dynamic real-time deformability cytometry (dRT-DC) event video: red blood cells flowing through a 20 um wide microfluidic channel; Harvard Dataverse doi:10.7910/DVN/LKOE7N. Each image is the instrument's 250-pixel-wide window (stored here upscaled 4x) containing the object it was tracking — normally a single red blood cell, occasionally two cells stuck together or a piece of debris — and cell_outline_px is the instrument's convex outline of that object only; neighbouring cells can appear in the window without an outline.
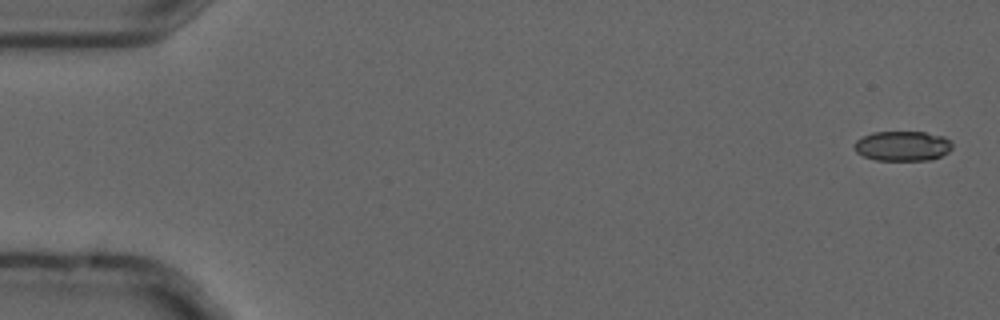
{"species": "common noctule bat (a hibernating species)", "species_latin": "Nyctalus noctula", "temperature_condition": "cold", "stored_images_in_passage": 4, "camera_frame_rate_fps": 3000, "um_per_image_px": 0.085, "animal": {"sex": "male", "forearm_length_mm": 52.5}, "frame": {"image": 1, "passage_image": 1, "time_ms": 0.0, "image_size_px": [1000, 320], "cell_outline_px": [[952, 148], [948, 152], [932, 160], [876, 160], [864, 156], [856, 152], [852, 148], [852, 144], [856, 140], [872, 132], [924, 132], [944, 136], [952, 140]], "centroid_in_image_um": [76.71, 12.4], "position_along_channel_um": 8.3, "area_um2": 17.28}}
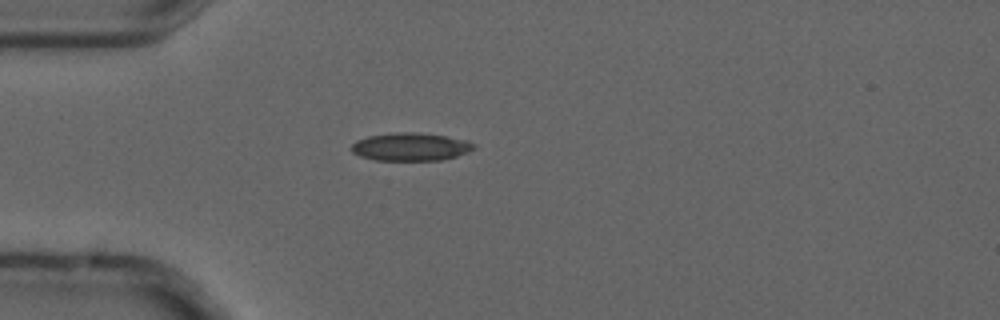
{"frame": {"image": 2, "passage_image": 4, "time_ms": 1.0, "image_size_px": [1000, 320], "cell_outline_px": [[476, 148], [468, 152], [444, 160], [376, 160], [360, 156], [352, 152], [352, 144], [356, 140], [368, 136], [396, 132], [416, 132], [444, 136], [468, 140], [476, 144]], "centroid_in_image_um": [34.93, 12.47], "position_along_channel_um": 50.1, "area_um2": 20.0}}